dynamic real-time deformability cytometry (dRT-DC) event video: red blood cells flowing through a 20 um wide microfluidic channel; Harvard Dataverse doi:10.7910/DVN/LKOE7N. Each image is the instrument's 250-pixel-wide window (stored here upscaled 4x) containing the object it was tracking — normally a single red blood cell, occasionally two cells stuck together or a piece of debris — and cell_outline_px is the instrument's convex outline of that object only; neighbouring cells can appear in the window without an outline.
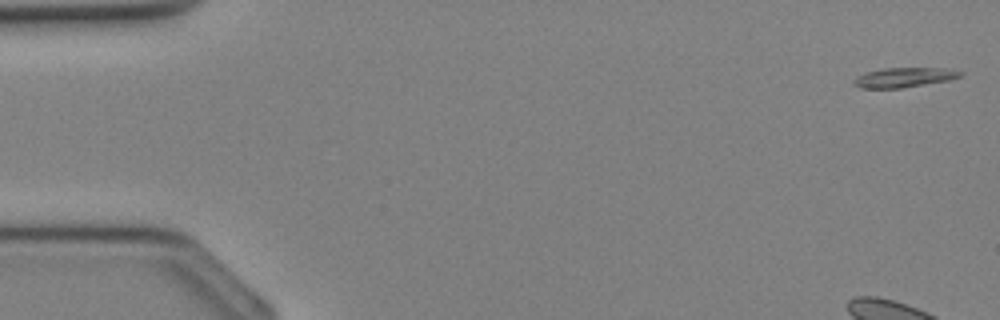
{"species": "Egyptian fruit bat (a non-hibernating species)", "species_latin": "Rousettus aegyptiacus", "temperature_condition": "cold", "stored_images_in_passage": 37, "segment_of_instrument_passage": [1, 2], "camera_frame_rate_fps": 3000, "um_per_image_px": 0.085, "animal": {"sex": "female"}, "frame": {"image": 1, "passage_image": 1, "time_ms": 0.0, "image_size_px": [1000, 320], "cell_outline_px": [[964, 72], [960, 76], [948, 80], [900, 88], [860, 88], [852, 84], [852, 80], [856, 76], [864, 72], [884, 68], [948, 68]], "centroid_in_image_um": [76.78, 6.57], "position_along_channel_um": 8.2, "area_um2": 12.25}}